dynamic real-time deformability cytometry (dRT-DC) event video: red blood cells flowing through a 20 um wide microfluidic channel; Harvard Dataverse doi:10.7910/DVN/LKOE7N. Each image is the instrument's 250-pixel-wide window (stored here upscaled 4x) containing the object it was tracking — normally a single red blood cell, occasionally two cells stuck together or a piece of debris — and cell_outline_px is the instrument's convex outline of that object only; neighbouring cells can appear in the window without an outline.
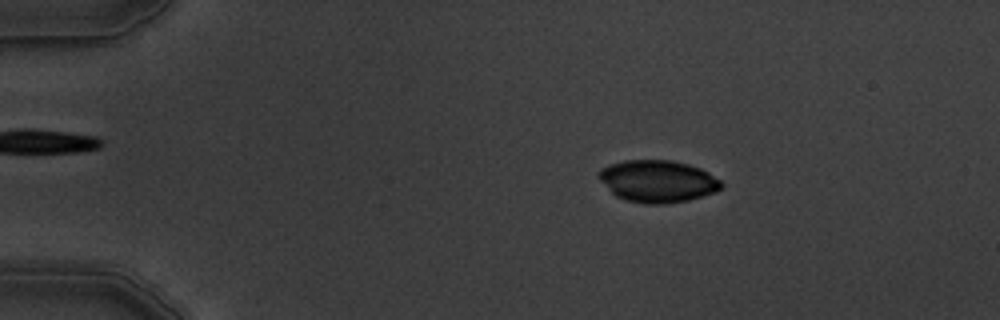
{"species": "common noctule bat (a hibernating species)", "species_latin": "Nyctalus noctula", "temperature_condition": "warm", "stored_images_in_passage": 5, "camera_frame_rate_fps": 3000, "um_per_image_px": 0.085, "animal": {"sex": "male", "body_mass_g": 19.5, "forearm_length_mm": 54.6}, "frame": {"image": 1, "passage_image": 2, "time_ms": 2.0, "image_size_px": [1000, 320], "cell_outline_px": [[724, 184], [716, 192], [688, 200], [664, 204], [644, 204], [628, 200], [616, 196], [596, 176], [596, 172], [600, 168], [624, 160], [672, 160], [688, 164], [700, 168], [708, 172], [720, 180]], "centroid_in_image_um": [55.89, 15.4], "position_along_channel_um": 29.1, "area_um2": 30.11}}